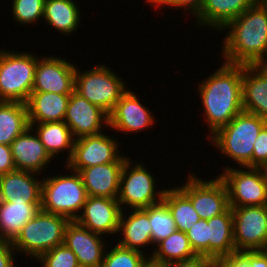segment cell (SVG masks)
<instances>
[{"mask_svg": "<svg viewBox=\"0 0 267 267\" xmlns=\"http://www.w3.org/2000/svg\"><path fill=\"white\" fill-rule=\"evenodd\" d=\"M240 267H251L250 260L240 251Z\"/></svg>", "mask_w": 267, "mask_h": 267, "instance_id": "obj_46", "label": "cell"}, {"mask_svg": "<svg viewBox=\"0 0 267 267\" xmlns=\"http://www.w3.org/2000/svg\"><path fill=\"white\" fill-rule=\"evenodd\" d=\"M31 126L10 144L13 162L17 170L40 173L50 163L51 156ZM32 133L30 134L29 132Z\"/></svg>", "mask_w": 267, "mask_h": 267, "instance_id": "obj_19", "label": "cell"}, {"mask_svg": "<svg viewBox=\"0 0 267 267\" xmlns=\"http://www.w3.org/2000/svg\"><path fill=\"white\" fill-rule=\"evenodd\" d=\"M37 261L43 267H81L76 255L64 243L42 254Z\"/></svg>", "mask_w": 267, "mask_h": 267, "instance_id": "obj_35", "label": "cell"}, {"mask_svg": "<svg viewBox=\"0 0 267 267\" xmlns=\"http://www.w3.org/2000/svg\"><path fill=\"white\" fill-rule=\"evenodd\" d=\"M117 143L116 139L104 133L77 138L65 166L79 172L87 167L116 162L122 156L118 154Z\"/></svg>", "mask_w": 267, "mask_h": 267, "instance_id": "obj_12", "label": "cell"}, {"mask_svg": "<svg viewBox=\"0 0 267 267\" xmlns=\"http://www.w3.org/2000/svg\"><path fill=\"white\" fill-rule=\"evenodd\" d=\"M253 147L252 167L257 168L267 160V124L260 131Z\"/></svg>", "mask_w": 267, "mask_h": 267, "instance_id": "obj_37", "label": "cell"}, {"mask_svg": "<svg viewBox=\"0 0 267 267\" xmlns=\"http://www.w3.org/2000/svg\"><path fill=\"white\" fill-rule=\"evenodd\" d=\"M210 257L204 255H196L194 258L175 261L166 264L165 267H209Z\"/></svg>", "mask_w": 267, "mask_h": 267, "instance_id": "obj_41", "label": "cell"}, {"mask_svg": "<svg viewBox=\"0 0 267 267\" xmlns=\"http://www.w3.org/2000/svg\"><path fill=\"white\" fill-rule=\"evenodd\" d=\"M131 211L132 213L126 216L122 210L118 233L122 232L123 237L117 244L123 248L144 253L140 248L142 246L146 247L147 244H153L149 222V207L132 209Z\"/></svg>", "mask_w": 267, "mask_h": 267, "instance_id": "obj_24", "label": "cell"}, {"mask_svg": "<svg viewBox=\"0 0 267 267\" xmlns=\"http://www.w3.org/2000/svg\"><path fill=\"white\" fill-rule=\"evenodd\" d=\"M33 129L37 125L36 134L43 143L45 150L53 159L55 155L68 151L67 162L72 156L75 138L64 121L29 124ZM68 149V150H67Z\"/></svg>", "mask_w": 267, "mask_h": 267, "instance_id": "obj_27", "label": "cell"}, {"mask_svg": "<svg viewBox=\"0 0 267 267\" xmlns=\"http://www.w3.org/2000/svg\"><path fill=\"white\" fill-rule=\"evenodd\" d=\"M226 167L219 178L228 192L229 207L267 205V184L258 168L244 169Z\"/></svg>", "mask_w": 267, "mask_h": 267, "instance_id": "obj_9", "label": "cell"}, {"mask_svg": "<svg viewBox=\"0 0 267 267\" xmlns=\"http://www.w3.org/2000/svg\"><path fill=\"white\" fill-rule=\"evenodd\" d=\"M70 221L61 215L40 210L28 221L11 242L15 251L36 260L47 251L64 243V231Z\"/></svg>", "mask_w": 267, "mask_h": 267, "instance_id": "obj_5", "label": "cell"}, {"mask_svg": "<svg viewBox=\"0 0 267 267\" xmlns=\"http://www.w3.org/2000/svg\"><path fill=\"white\" fill-rule=\"evenodd\" d=\"M154 121L149 109L128 89L110 112L108 127L128 134L143 131L152 126Z\"/></svg>", "mask_w": 267, "mask_h": 267, "instance_id": "obj_17", "label": "cell"}, {"mask_svg": "<svg viewBox=\"0 0 267 267\" xmlns=\"http://www.w3.org/2000/svg\"><path fill=\"white\" fill-rule=\"evenodd\" d=\"M258 170L260 171L263 180L266 182L267 184V160L265 162H263L260 166L257 167Z\"/></svg>", "mask_w": 267, "mask_h": 267, "instance_id": "obj_45", "label": "cell"}, {"mask_svg": "<svg viewBox=\"0 0 267 267\" xmlns=\"http://www.w3.org/2000/svg\"><path fill=\"white\" fill-rule=\"evenodd\" d=\"M43 178L41 210L75 221L87 200V192L79 172Z\"/></svg>", "mask_w": 267, "mask_h": 267, "instance_id": "obj_4", "label": "cell"}, {"mask_svg": "<svg viewBox=\"0 0 267 267\" xmlns=\"http://www.w3.org/2000/svg\"><path fill=\"white\" fill-rule=\"evenodd\" d=\"M45 0H13V18L19 24H34L43 18Z\"/></svg>", "mask_w": 267, "mask_h": 267, "instance_id": "obj_34", "label": "cell"}, {"mask_svg": "<svg viewBox=\"0 0 267 267\" xmlns=\"http://www.w3.org/2000/svg\"><path fill=\"white\" fill-rule=\"evenodd\" d=\"M147 258L142 252L116 244L104 254L101 267H140Z\"/></svg>", "mask_w": 267, "mask_h": 267, "instance_id": "obj_33", "label": "cell"}, {"mask_svg": "<svg viewBox=\"0 0 267 267\" xmlns=\"http://www.w3.org/2000/svg\"><path fill=\"white\" fill-rule=\"evenodd\" d=\"M122 209L117 198L88 196L76 222L90 231L105 235L116 234Z\"/></svg>", "mask_w": 267, "mask_h": 267, "instance_id": "obj_15", "label": "cell"}, {"mask_svg": "<svg viewBox=\"0 0 267 267\" xmlns=\"http://www.w3.org/2000/svg\"><path fill=\"white\" fill-rule=\"evenodd\" d=\"M33 172L14 170L0 175V201L41 203L42 181Z\"/></svg>", "mask_w": 267, "mask_h": 267, "instance_id": "obj_20", "label": "cell"}, {"mask_svg": "<svg viewBox=\"0 0 267 267\" xmlns=\"http://www.w3.org/2000/svg\"><path fill=\"white\" fill-rule=\"evenodd\" d=\"M41 210V203H12L0 201V234L12 242L22 227Z\"/></svg>", "mask_w": 267, "mask_h": 267, "instance_id": "obj_25", "label": "cell"}, {"mask_svg": "<svg viewBox=\"0 0 267 267\" xmlns=\"http://www.w3.org/2000/svg\"><path fill=\"white\" fill-rule=\"evenodd\" d=\"M70 94L31 92L26 102L29 124L63 121Z\"/></svg>", "mask_w": 267, "mask_h": 267, "instance_id": "obj_22", "label": "cell"}, {"mask_svg": "<svg viewBox=\"0 0 267 267\" xmlns=\"http://www.w3.org/2000/svg\"><path fill=\"white\" fill-rule=\"evenodd\" d=\"M152 243L158 244L177 230L168 205L162 200L149 206Z\"/></svg>", "mask_w": 267, "mask_h": 267, "instance_id": "obj_32", "label": "cell"}, {"mask_svg": "<svg viewBox=\"0 0 267 267\" xmlns=\"http://www.w3.org/2000/svg\"><path fill=\"white\" fill-rule=\"evenodd\" d=\"M227 28L222 48L225 62L257 65L267 52V8L256 1L222 30Z\"/></svg>", "mask_w": 267, "mask_h": 267, "instance_id": "obj_2", "label": "cell"}, {"mask_svg": "<svg viewBox=\"0 0 267 267\" xmlns=\"http://www.w3.org/2000/svg\"><path fill=\"white\" fill-rule=\"evenodd\" d=\"M163 201L168 205L178 231L186 233L199 221L191 200L178 187L165 190Z\"/></svg>", "mask_w": 267, "mask_h": 267, "instance_id": "obj_31", "label": "cell"}, {"mask_svg": "<svg viewBox=\"0 0 267 267\" xmlns=\"http://www.w3.org/2000/svg\"><path fill=\"white\" fill-rule=\"evenodd\" d=\"M266 124L258 115L243 111L210 138L223 155L232 158L241 168L252 167L253 145Z\"/></svg>", "mask_w": 267, "mask_h": 267, "instance_id": "obj_3", "label": "cell"}, {"mask_svg": "<svg viewBox=\"0 0 267 267\" xmlns=\"http://www.w3.org/2000/svg\"><path fill=\"white\" fill-rule=\"evenodd\" d=\"M257 66L261 68L262 70L267 71V52L264 55V57L261 59V61L257 64Z\"/></svg>", "mask_w": 267, "mask_h": 267, "instance_id": "obj_47", "label": "cell"}, {"mask_svg": "<svg viewBox=\"0 0 267 267\" xmlns=\"http://www.w3.org/2000/svg\"><path fill=\"white\" fill-rule=\"evenodd\" d=\"M231 209L236 251L264 250L267 245V205Z\"/></svg>", "mask_w": 267, "mask_h": 267, "instance_id": "obj_10", "label": "cell"}, {"mask_svg": "<svg viewBox=\"0 0 267 267\" xmlns=\"http://www.w3.org/2000/svg\"><path fill=\"white\" fill-rule=\"evenodd\" d=\"M209 267H240V251H236L225 257L210 258Z\"/></svg>", "mask_w": 267, "mask_h": 267, "instance_id": "obj_40", "label": "cell"}, {"mask_svg": "<svg viewBox=\"0 0 267 267\" xmlns=\"http://www.w3.org/2000/svg\"><path fill=\"white\" fill-rule=\"evenodd\" d=\"M128 157L123 155L116 161L79 171L88 196L117 198L119 193L120 175Z\"/></svg>", "mask_w": 267, "mask_h": 267, "instance_id": "obj_18", "label": "cell"}, {"mask_svg": "<svg viewBox=\"0 0 267 267\" xmlns=\"http://www.w3.org/2000/svg\"><path fill=\"white\" fill-rule=\"evenodd\" d=\"M209 257H225L236 252L233 238V214L229 207L224 213L207 220Z\"/></svg>", "mask_w": 267, "mask_h": 267, "instance_id": "obj_26", "label": "cell"}, {"mask_svg": "<svg viewBox=\"0 0 267 267\" xmlns=\"http://www.w3.org/2000/svg\"><path fill=\"white\" fill-rule=\"evenodd\" d=\"M79 7L73 0H45L43 18L62 34L76 31L80 21Z\"/></svg>", "mask_w": 267, "mask_h": 267, "instance_id": "obj_29", "label": "cell"}, {"mask_svg": "<svg viewBox=\"0 0 267 267\" xmlns=\"http://www.w3.org/2000/svg\"><path fill=\"white\" fill-rule=\"evenodd\" d=\"M216 72L199 84L200 99L210 135L243 112V65L223 63Z\"/></svg>", "mask_w": 267, "mask_h": 267, "instance_id": "obj_1", "label": "cell"}, {"mask_svg": "<svg viewBox=\"0 0 267 267\" xmlns=\"http://www.w3.org/2000/svg\"><path fill=\"white\" fill-rule=\"evenodd\" d=\"M249 260L251 267H267V254L264 250L241 251Z\"/></svg>", "mask_w": 267, "mask_h": 267, "instance_id": "obj_43", "label": "cell"}, {"mask_svg": "<svg viewBox=\"0 0 267 267\" xmlns=\"http://www.w3.org/2000/svg\"><path fill=\"white\" fill-rule=\"evenodd\" d=\"M76 67L59 57L38 59L32 92L71 94L75 87Z\"/></svg>", "mask_w": 267, "mask_h": 267, "instance_id": "obj_13", "label": "cell"}, {"mask_svg": "<svg viewBox=\"0 0 267 267\" xmlns=\"http://www.w3.org/2000/svg\"><path fill=\"white\" fill-rule=\"evenodd\" d=\"M78 70L76 68L74 91L109 115L127 91L124 81L105 64L84 72Z\"/></svg>", "mask_w": 267, "mask_h": 267, "instance_id": "obj_7", "label": "cell"}, {"mask_svg": "<svg viewBox=\"0 0 267 267\" xmlns=\"http://www.w3.org/2000/svg\"><path fill=\"white\" fill-rule=\"evenodd\" d=\"M101 236L70 221L64 231V245L76 255L81 267H101L105 252Z\"/></svg>", "mask_w": 267, "mask_h": 267, "instance_id": "obj_16", "label": "cell"}, {"mask_svg": "<svg viewBox=\"0 0 267 267\" xmlns=\"http://www.w3.org/2000/svg\"><path fill=\"white\" fill-rule=\"evenodd\" d=\"M186 236L190 241L193 251L197 255H204L209 257V239H208V223L207 220L199 219L194 223Z\"/></svg>", "mask_w": 267, "mask_h": 267, "instance_id": "obj_36", "label": "cell"}, {"mask_svg": "<svg viewBox=\"0 0 267 267\" xmlns=\"http://www.w3.org/2000/svg\"><path fill=\"white\" fill-rule=\"evenodd\" d=\"M141 164L136 163V166L132 167L127 159L123 165L117 196L122 210V205L129 206V209H144L163 200L166 189L156 192L153 174Z\"/></svg>", "mask_w": 267, "mask_h": 267, "instance_id": "obj_8", "label": "cell"}, {"mask_svg": "<svg viewBox=\"0 0 267 267\" xmlns=\"http://www.w3.org/2000/svg\"><path fill=\"white\" fill-rule=\"evenodd\" d=\"M16 170L10 146L0 144V175Z\"/></svg>", "mask_w": 267, "mask_h": 267, "instance_id": "obj_39", "label": "cell"}, {"mask_svg": "<svg viewBox=\"0 0 267 267\" xmlns=\"http://www.w3.org/2000/svg\"><path fill=\"white\" fill-rule=\"evenodd\" d=\"M242 103L245 112L267 121V71L257 65H243Z\"/></svg>", "mask_w": 267, "mask_h": 267, "instance_id": "obj_21", "label": "cell"}, {"mask_svg": "<svg viewBox=\"0 0 267 267\" xmlns=\"http://www.w3.org/2000/svg\"><path fill=\"white\" fill-rule=\"evenodd\" d=\"M264 251H265V252H266V254H267V245H266V247H265Z\"/></svg>", "mask_w": 267, "mask_h": 267, "instance_id": "obj_50", "label": "cell"}, {"mask_svg": "<svg viewBox=\"0 0 267 267\" xmlns=\"http://www.w3.org/2000/svg\"><path fill=\"white\" fill-rule=\"evenodd\" d=\"M257 0H204L197 17V24L210 28L222 29L232 20L240 16Z\"/></svg>", "mask_w": 267, "mask_h": 267, "instance_id": "obj_23", "label": "cell"}, {"mask_svg": "<svg viewBox=\"0 0 267 267\" xmlns=\"http://www.w3.org/2000/svg\"><path fill=\"white\" fill-rule=\"evenodd\" d=\"M257 2L263 7L267 8V0H257Z\"/></svg>", "mask_w": 267, "mask_h": 267, "instance_id": "obj_48", "label": "cell"}, {"mask_svg": "<svg viewBox=\"0 0 267 267\" xmlns=\"http://www.w3.org/2000/svg\"><path fill=\"white\" fill-rule=\"evenodd\" d=\"M38 59L30 52L0 50V101H28Z\"/></svg>", "mask_w": 267, "mask_h": 267, "instance_id": "obj_6", "label": "cell"}, {"mask_svg": "<svg viewBox=\"0 0 267 267\" xmlns=\"http://www.w3.org/2000/svg\"><path fill=\"white\" fill-rule=\"evenodd\" d=\"M151 259L163 265L194 258L197 254L193 251L190 241L183 231L176 230L168 238L157 244Z\"/></svg>", "mask_w": 267, "mask_h": 267, "instance_id": "obj_30", "label": "cell"}, {"mask_svg": "<svg viewBox=\"0 0 267 267\" xmlns=\"http://www.w3.org/2000/svg\"><path fill=\"white\" fill-rule=\"evenodd\" d=\"M149 258H147L145 260V262L140 266V267H165V265L159 263V262H156L154 260H152L150 258V256H148Z\"/></svg>", "mask_w": 267, "mask_h": 267, "instance_id": "obj_44", "label": "cell"}, {"mask_svg": "<svg viewBox=\"0 0 267 267\" xmlns=\"http://www.w3.org/2000/svg\"><path fill=\"white\" fill-rule=\"evenodd\" d=\"M63 121L77 139L102 133L103 124L108 127L109 115L73 91L70 94Z\"/></svg>", "mask_w": 267, "mask_h": 267, "instance_id": "obj_14", "label": "cell"}, {"mask_svg": "<svg viewBox=\"0 0 267 267\" xmlns=\"http://www.w3.org/2000/svg\"><path fill=\"white\" fill-rule=\"evenodd\" d=\"M204 0H149V3L152 5L158 6H169L175 8H186L187 11H190V13H193L194 16H196L203 5ZM189 9V10H188Z\"/></svg>", "mask_w": 267, "mask_h": 267, "instance_id": "obj_38", "label": "cell"}, {"mask_svg": "<svg viewBox=\"0 0 267 267\" xmlns=\"http://www.w3.org/2000/svg\"><path fill=\"white\" fill-rule=\"evenodd\" d=\"M186 181L179 189L191 200L200 219L209 220L229 208L228 192L219 176L205 181L193 173Z\"/></svg>", "mask_w": 267, "mask_h": 267, "instance_id": "obj_11", "label": "cell"}, {"mask_svg": "<svg viewBox=\"0 0 267 267\" xmlns=\"http://www.w3.org/2000/svg\"><path fill=\"white\" fill-rule=\"evenodd\" d=\"M4 241L3 237L0 234V243H2Z\"/></svg>", "mask_w": 267, "mask_h": 267, "instance_id": "obj_49", "label": "cell"}, {"mask_svg": "<svg viewBox=\"0 0 267 267\" xmlns=\"http://www.w3.org/2000/svg\"><path fill=\"white\" fill-rule=\"evenodd\" d=\"M15 249L10 241L0 243V267H14L13 251Z\"/></svg>", "mask_w": 267, "mask_h": 267, "instance_id": "obj_42", "label": "cell"}, {"mask_svg": "<svg viewBox=\"0 0 267 267\" xmlns=\"http://www.w3.org/2000/svg\"><path fill=\"white\" fill-rule=\"evenodd\" d=\"M28 127L26 103L0 101V144L10 146Z\"/></svg>", "mask_w": 267, "mask_h": 267, "instance_id": "obj_28", "label": "cell"}]
</instances>
